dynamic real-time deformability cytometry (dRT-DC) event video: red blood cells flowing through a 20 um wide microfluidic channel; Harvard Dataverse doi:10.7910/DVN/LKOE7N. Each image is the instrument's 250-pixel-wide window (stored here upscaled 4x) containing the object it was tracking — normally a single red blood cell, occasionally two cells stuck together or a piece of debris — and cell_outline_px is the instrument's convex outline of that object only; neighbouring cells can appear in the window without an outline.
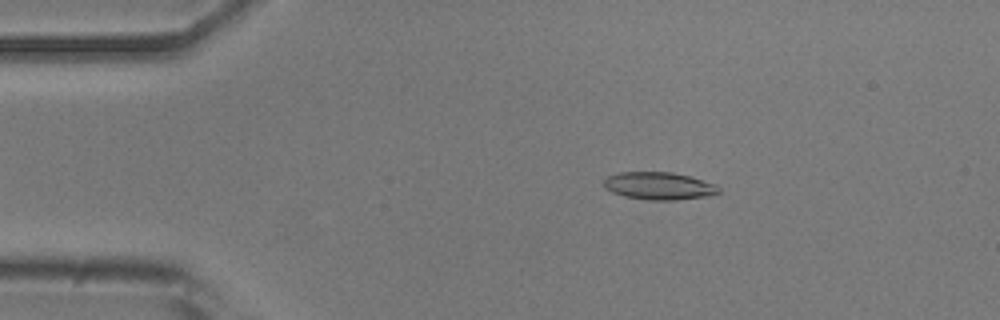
{"species": "common noctule bat (a hibernating species)", "species_latin": "Nyctalus noctula", "temperature_condition": "room temperature", "stored_images_in_passage": 52, "camera_frame_rate_fps": 3000, "um_per_image_px": 0.085, "animal": {"sex": "male", "body_mass_g": 20.5, "forearm_length_mm": 52.5}, "frame": {"image": 1, "passage_image": 9, "time_ms": 2.667, "image_size_px": [1000, 320], "cell_outline_px": [[720, 192], [704, 196], [676, 200], [648, 200], [624, 196], [612, 192], [604, 188], [604, 180], [608, 176], [620, 172], [672, 172], [692, 176], [716, 184], [720, 188]], "centroid_in_image_um": [56.01, 15.79], "position_along_channel_um": 29.0, "area_um2": 18.5}}
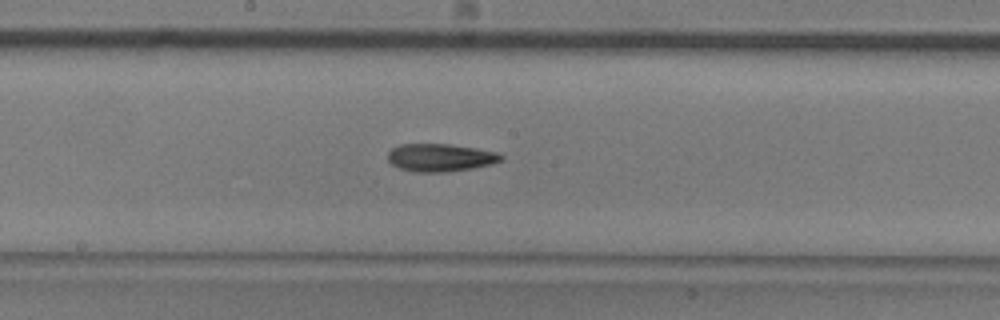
{"frame": {"image": 2, "passage_image": 27, "time_ms": 8.667, "image_size_px": [1000, 320], "cell_outline_px": [[504, 160], [492, 164], [472, 168], [444, 172], [412, 172], [400, 168], [392, 164], [388, 160], [388, 152], [392, 148], [400, 144], [448, 144], [476, 148], [496, 152], [504, 156]], "centroid_in_image_um": [37.43, 13.39], "position_along_channel_um": 210.8, "area_um2": 18.38}}
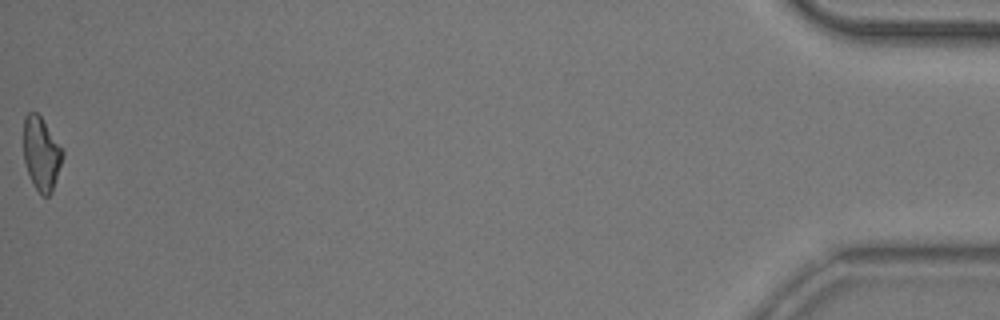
{"frame": {"image": 3, "passage_image": 52, "time_ms": 17.0, "image_size_px": [1000, 320], "cell_outline_px": [[64, 156], [52, 192], [48, 196], [44, 196], [36, 188], [28, 172], [24, 160], [24, 116], [28, 112], [36, 112], [40, 116], [64, 148]], "centroid_in_image_um": [3.54, 13.03], "position_along_channel_um": 431.7, "area_um2": 16.7}, "authors_computed_cell_mechanics": {"area_um2": 17.8891, "velocity_mm_per_s": 3.8702, "shape_relaxation_time_tau1_ms": 6.6958, "shape_relaxation_time_tau2_ms": 6.8713, "deformation_change_tau1": 0.1556, "deformation_change_tau2": 0.1723}}